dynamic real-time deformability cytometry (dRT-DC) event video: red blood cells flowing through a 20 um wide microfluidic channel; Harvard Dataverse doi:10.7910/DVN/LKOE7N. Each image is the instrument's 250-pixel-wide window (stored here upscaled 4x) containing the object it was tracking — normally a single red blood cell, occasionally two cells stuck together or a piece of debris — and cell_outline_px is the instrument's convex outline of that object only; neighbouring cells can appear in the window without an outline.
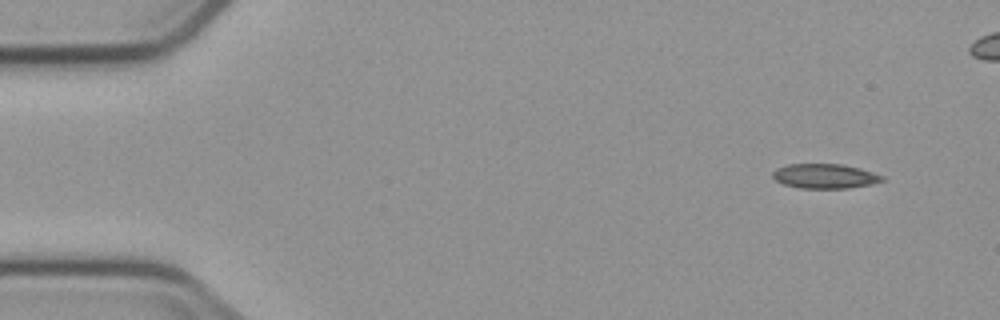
{"species": "common noctule bat (a hibernating species)", "species_latin": "Nyctalus noctula", "temperature_condition": "cold", "stored_images_in_passage": 6, "camera_frame_rate_fps": 3000, "um_per_image_px": 0.085, "animal": {"sex": "male", "body_mass_g": 23.1, "forearm_length_mm": 52.7}, "frame": {"image": 1, "passage_image": 1, "time_ms": 0.0, "image_size_px": [1000, 320], "cell_outline_px": [[884, 180], [872, 184], [848, 188], [800, 188], [784, 184], [776, 180], [772, 176], [772, 172], [776, 168], [788, 164], [844, 164], [860, 168], [884, 176]], "centroid_in_image_um": [70.11, 14.96], "position_along_channel_um": 14.9, "area_um2": 15.72}}
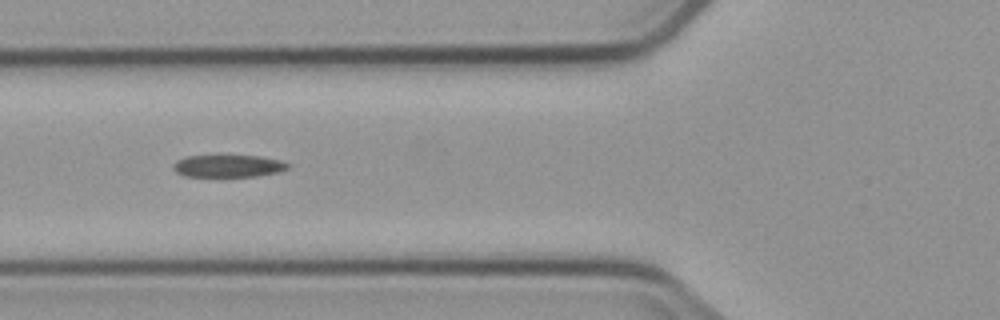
{"frame": {"image": 2, "passage_image": 5, "time_ms": 5.333, "image_size_px": [1000, 320], "cell_outline_px": [[288, 168], [280, 172], [256, 176], [184, 176], [176, 172], [172, 168], [172, 164], [176, 160], [188, 156], [260, 156], [280, 160], [288, 164]], "centroid_in_image_um": [19.37, 14.11], "position_along_channel_um": 106.4, "area_um2": 14.8}}
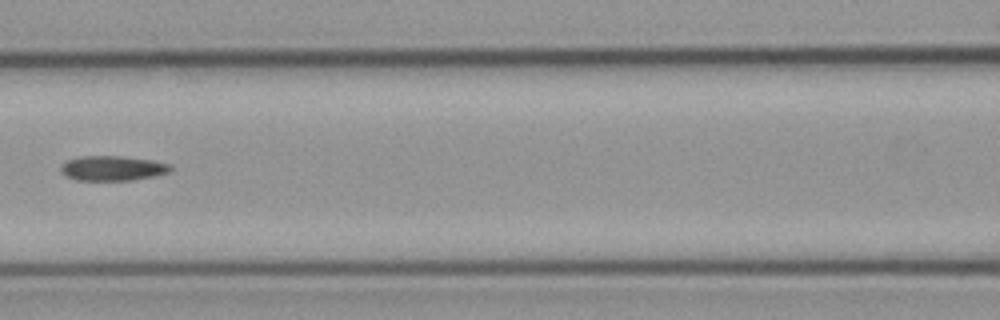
{"frame": {"image": 3, "passage_image": 6, "time_ms": 6.667, "image_size_px": [1000, 320], "cell_outline_px": [[172, 168], [168, 172], [152, 176], [132, 180], [76, 180], [64, 176], [60, 172], [60, 164], [68, 160], [80, 156], [120, 156], [152, 160], [168, 164]], "centroid_in_image_um": [9.48, 14.3], "position_along_channel_um": 157.1, "area_um2": 15.84}}